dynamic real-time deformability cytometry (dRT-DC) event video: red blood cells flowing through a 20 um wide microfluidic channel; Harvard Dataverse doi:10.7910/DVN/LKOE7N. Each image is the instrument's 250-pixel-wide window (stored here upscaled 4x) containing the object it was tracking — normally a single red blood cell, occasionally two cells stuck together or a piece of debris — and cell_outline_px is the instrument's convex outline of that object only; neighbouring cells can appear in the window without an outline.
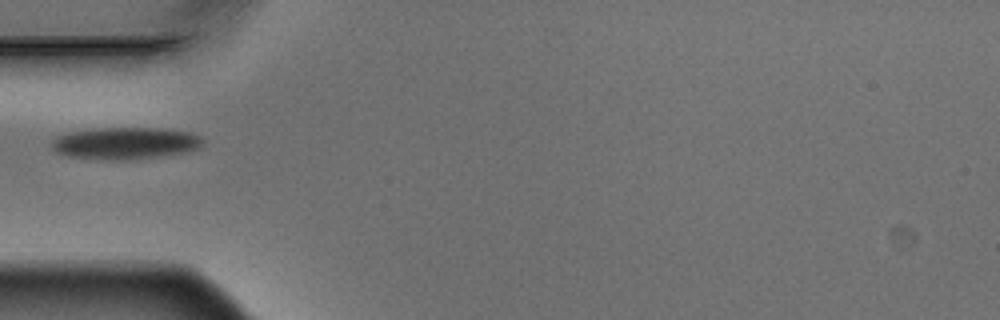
{"species": "Egyptian fruit bat (a non-hibernating species)", "species_latin": "Rousettus aegyptiacus", "temperature_condition": "warm", "stored_images_in_passage": 2, "camera_frame_rate_fps": 3000, "um_per_image_px": 0.085, "animal": {"sex": "male"}, "frame": {"image": 1, "passage_image": 2, "time_ms": 0.333, "image_size_px": [1000, 320], "cell_outline_px": [[204, 144], [200, 148], [184, 152], [160, 156], [120, 160], [112, 160], [68, 156], [56, 152], [52, 148], [52, 140], [56, 136], [68, 132], [96, 128], [160, 128], [188, 132], [204, 136]], "centroid_in_image_um": [10.67, 12.16], "position_along_channel_um": 74.3, "area_um2": 28.21}}